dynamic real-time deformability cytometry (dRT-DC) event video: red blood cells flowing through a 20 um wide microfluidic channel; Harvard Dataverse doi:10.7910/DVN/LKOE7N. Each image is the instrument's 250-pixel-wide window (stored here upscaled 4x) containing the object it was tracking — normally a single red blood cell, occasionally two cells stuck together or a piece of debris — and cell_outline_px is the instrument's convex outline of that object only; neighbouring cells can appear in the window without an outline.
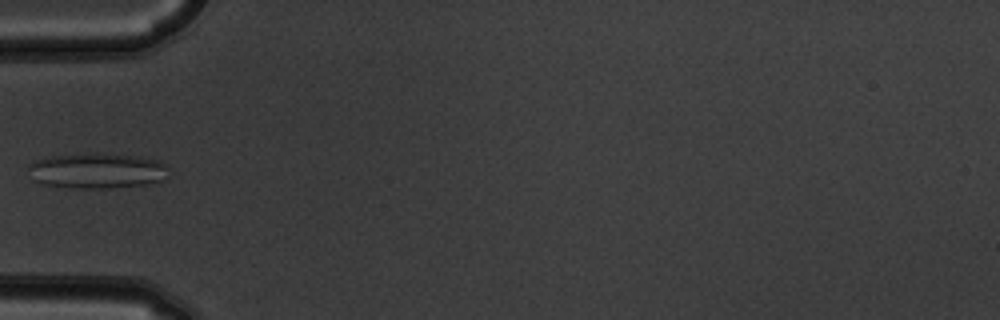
{"species": "common noctule bat (a hibernating species)", "species_latin": "Nyctalus noctula", "temperature_condition": "warm", "stored_images_in_passage": 6, "camera_frame_rate_fps": 3000, "um_per_image_px": 0.085, "animal": {"sex": "male", "body_mass_g": 19.5, "forearm_length_mm": 54.6}, "frame": {"image": 1, "passage_image": 4, "time_ms": 1.0, "image_size_px": [1000, 320], "cell_outline_px": [[168, 168], [164, 180], [148, 184], [108, 188], [72, 188], [44, 184], [32, 180], [28, 168], [28, 164], [36, 160], [52, 156], [96, 152], [140, 156], [160, 160]], "centroid_in_image_um": [8.26, 14.5], "position_along_channel_um": 76.7, "area_um2": 29.3}}
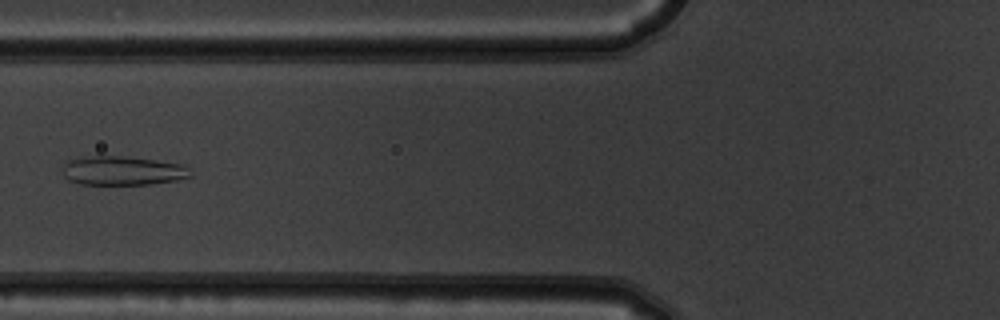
{"frame": {"image": 2, "passage_image": 5, "time_ms": 1.333, "image_size_px": [1000, 320], "cell_outline_px": [[192, 176], [176, 180], [148, 184], [80, 184], [68, 180], [60, 172], [60, 168], [64, 160], [92, 156], [124, 156], [156, 160], [184, 164], [188, 168]], "centroid_in_image_um": [10.35, 14.5], "position_along_channel_um": 115.5, "area_um2": 21.91}}